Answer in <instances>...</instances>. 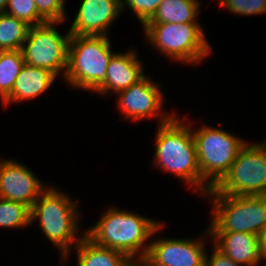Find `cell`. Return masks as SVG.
<instances>
[{
	"instance_id": "cell-18",
	"label": "cell",
	"mask_w": 266,
	"mask_h": 266,
	"mask_svg": "<svg viewBox=\"0 0 266 266\" xmlns=\"http://www.w3.org/2000/svg\"><path fill=\"white\" fill-rule=\"evenodd\" d=\"M202 0H163L147 23H201ZM199 17V18H198Z\"/></svg>"
},
{
	"instance_id": "cell-3",
	"label": "cell",
	"mask_w": 266,
	"mask_h": 266,
	"mask_svg": "<svg viewBox=\"0 0 266 266\" xmlns=\"http://www.w3.org/2000/svg\"><path fill=\"white\" fill-rule=\"evenodd\" d=\"M80 206L79 198L52 183L31 207V227L37 224L39 233L56 248L57 257H65L85 235Z\"/></svg>"
},
{
	"instance_id": "cell-28",
	"label": "cell",
	"mask_w": 266,
	"mask_h": 266,
	"mask_svg": "<svg viewBox=\"0 0 266 266\" xmlns=\"http://www.w3.org/2000/svg\"><path fill=\"white\" fill-rule=\"evenodd\" d=\"M8 0H0V13H5Z\"/></svg>"
},
{
	"instance_id": "cell-1",
	"label": "cell",
	"mask_w": 266,
	"mask_h": 266,
	"mask_svg": "<svg viewBox=\"0 0 266 266\" xmlns=\"http://www.w3.org/2000/svg\"><path fill=\"white\" fill-rule=\"evenodd\" d=\"M181 116L177 112L168 122L157 125L151 165H154L157 171L168 173L178 181H183L188 190L190 188L202 199L212 188L202 179L200 173L191 130L192 117L185 113Z\"/></svg>"
},
{
	"instance_id": "cell-10",
	"label": "cell",
	"mask_w": 266,
	"mask_h": 266,
	"mask_svg": "<svg viewBox=\"0 0 266 266\" xmlns=\"http://www.w3.org/2000/svg\"><path fill=\"white\" fill-rule=\"evenodd\" d=\"M166 222L164 220L154 231L148 252L140 265L205 266L208 245L212 243V237L207 225L196 237L194 235L193 238H179L168 235L163 236L162 232L165 230Z\"/></svg>"
},
{
	"instance_id": "cell-29",
	"label": "cell",
	"mask_w": 266,
	"mask_h": 266,
	"mask_svg": "<svg viewBox=\"0 0 266 266\" xmlns=\"http://www.w3.org/2000/svg\"><path fill=\"white\" fill-rule=\"evenodd\" d=\"M58 266H69L68 261L63 257H59Z\"/></svg>"
},
{
	"instance_id": "cell-24",
	"label": "cell",
	"mask_w": 266,
	"mask_h": 266,
	"mask_svg": "<svg viewBox=\"0 0 266 266\" xmlns=\"http://www.w3.org/2000/svg\"><path fill=\"white\" fill-rule=\"evenodd\" d=\"M163 0H121L122 14L131 13L135 21L143 27L155 14L159 4ZM128 9V10H127ZM127 10V11H126ZM133 14V15H132Z\"/></svg>"
},
{
	"instance_id": "cell-4",
	"label": "cell",
	"mask_w": 266,
	"mask_h": 266,
	"mask_svg": "<svg viewBox=\"0 0 266 266\" xmlns=\"http://www.w3.org/2000/svg\"><path fill=\"white\" fill-rule=\"evenodd\" d=\"M141 30L153 55L169 63L197 67L214 53L201 23H146Z\"/></svg>"
},
{
	"instance_id": "cell-13",
	"label": "cell",
	"mask_w": 266,
	"mask_h": 266,
	"mask_svg": "<svg viewBox=\"0 0 266 266\" xmlns=\"http://www.w3.org/2000/svg\"><path fill=\"white\" fill-rule=\"evenodd\" d=\"M69 26L70 35L110 36L122 16L121 0H81Z\"/></svg>"
},
{
	"instance_id": "cell-25",
	"label": "cell",
	"mask_w": 266,
	"mask_h": 266,
	"mask_svg": "<svg viewBox=\"0 0 266 266\" xmlns=\"http://www.w3.org/2000/svg\"><path fill=\"white\" fill-rule=\"evenodd\" d=\"M67 0H35L38 14L46 22H67L68 11L65 8Z\"/></svg>"
},
{
	"instance_id": "cell-2",
	"label": "cell",
	"mask_w": 266,
	"mask_h": 266,
	"mask_svg": "<svg viewBox=\"0 0 266 266\" xmlns=\"http://www.w3.org/2000/svg\"><path fill=\"white\" fill-rule=\"evenodd\" d=\"M103 211L99 220L85 229V234L97 245L119 251L140 264L148 252L154 231L164 219L148 217L114 204Z\"/></svg>"
},
{
	"instance_id": "cell-5",
	"label": "cell",
	"mask_w": 266,
	"mask_h": 266,
	"mask_svg": "<svg viewBox=\"0 0 266 266\" xmlns=\"http://www.w3.org/2000/svg\"><path fill=\"white\" fill-rule=\"evenodd\" d=\"M110 36H70L67 69L62 82L70 90L94 93L105 81L112 55Z\"/></svg>"
},
{
	"instance_id": "cell-20",
	"label": "cell",
	"mask_w": 266,
	"mask_h": 266,
	"mask_svg": "<svg viewBox=\"0 0 266 266\" xmlns=\"http://www.w3.org/2000/svg\"><path fill=\"white\" fill-rule=\"evenodd\" d=\"M30 25L26 22L0 13V51L21 50L27 39Z\"/></svg>"
},
{
	"instance_id": "cell-23",
	"label": "cell",
	"mask_w": 266,
	"mask_h": 266,
	"mask_svg": "<svg viewBox=\"0 0 266 266\" xmlns=\"http://www.w3.org/2000/svg\"><path fill=\"white\" fill-rule=\"evenodd\" d=\"M5 13L26 22L30 26L46 23L38 14L35 0H8Z\"/></svg>"
},
{
	"instance_id": "cell-16",
	"label": "cell",
	"mask_w": 266,
	"mask_h": 266,
	"mask_svg": "<svg viewBox=\"0 0 266 266\" xmlns=\"http://www.w3.org/2000/svg\"><path fill=\"white\" fill-rule=\"evenodd\" d=\"M212 243L242 266H263L258 235L241 232H210Z\"/></svg>"
},
{
	"instance_id": "cell-7",
	"label": "cell",
	"mask_w": 266,
	"mask_h": 266,
	"mask_svg": "<svg viewBox=\"0 0 266 266\" xmlns=\"http://www.w3.org/2000/svg\"><path fill=\"white\" fill-rule=\"evenodd\" d=\"M191 119V130L196 146L202 179L214 188L229 172L231 164L249 139L236 136L229 130ZM196 123V124H194ZM197 125H201L197 127Z\"/></svg>"
},
{
	"instance_id": "cell-26",
	"label": "cell",
	"mask_w": 266,
	"mask_h": 266,
	"mask_svg": "<svg viewBox=\"0 0 266 266\" xmlns=\"http://www.w3.org/2000/svg\"><path fill=\"white\" fill-rule=\"evenodd\" d=\"M211 245V252L207 249L205 255V266H242L229 258L222 251H220L213 243Z\"/></svg>"
},
{
	"instance_id": "cell-8",
	"label": "cell",
	"mask_w": 266,
	"mask_h": 266,
	"mask_svg": "<svg viewBox=\"0 0 266 266\" xmlns=\"http://www.w3.org/2000/svg\"><path fill=\"white\" fill-rule=\"evenodd\" d=\"M162 88L163 84L147 72L129 88L118 92L114 106L118 109V114H121V120H128L133 124L148 120H156L157 125L168 122L177 110H167V94Z\"/></svg>"
},
{
	"instance_id": "cell-27",
	"label": "cell",
	"mask_w": 266,
	"mask_h": 266,
	"mask_svg": "<svg viewBox=\"0 0 266 266\" xmlns=\"http://www.w3.org/2000/svg\"><path fill=\"white\" fill-rule=\"evenodd\" d=\"M259 239H260V253L262 256V260L264 261V264L266 265V228L259 235Z\"/></svg>"
},
{
	"instance_id": "cell-14",
	"label": "cell",
	"mask_w": 266,
	"mask_h": 266,
	"mask_svg": "<svg viewBox=\"0 0 266 266\" xmlns=\"http://www.w3.org/2000/svg\"><path fill=\"white\" fill-rule=\"evenodd\" d=\"M138 56L140 54L134 46L128 50L116 51L109 61L106 81L93 94L102 96L103 99L112 95L114 97L141 79L147 70L144 68L146 63Z\"/></svg>"
},
{
	"instance_id": "cell-6",
	"label": "cell",
	"mask_w": 266,
	"mask_h": 266,
	"mask_svg": "<svg viewBox=\"0 0 266 266\" xmlns=\"http://www.w3.org/2000/svg\"><path fill=\"white\" fill-rule=\"evenodd\" d=\"M202 199L209 204L211 219L207 227L210 232L259 236L266 228V196L224 195L212 188Z\"/></svg>"
},
{
	"instance_id": "cell-12",
	"label": "cell",
	"mask_w": 266,
	"mask_h": 266,
	"mask_svg": "<svg viewBox=\"0 0 266 266\" xmlns=\"http://www.w3.org/2000/svg\"><path fill=\"white\" fill-rule=\"evenodd\" d=\"M25 162L0 156V198L20 202L30 208L51 184L40 179Z\"/></svg>"
},
{
	"instance_id": "cell-15",
	"label": "cell",
	"mask_w": 266,
	"mask_h": 266,
	"mask_svg": "<svg viewBox=\"0 0 266 266\" xmlns=\"http://www.w3.org/2000/svg\"><path fill=\"white\" fill-rule=\"evenodd\" d=\"M59 79L48 69L25 64L19 73L11 93L3 100V109L21 102L33 101L54 86Z\"/></svg>"
},
{
	"instance_id": "cell-19",
	"label": "cell",
	"mask_w": 266,
	"mask_h": 266,
	"mask_svg": "<svg viewBox=\"0 0 266 266\" xmlns=\"http://www.w3.org/2000/svg\"><path fill=\"white\" fill-rule=\"evenodd\" d=\"M25 65L21 50L0 51V103L11 93L14 83Z\"/></svg>"
},
{
	"instance_id": "cell-21",
	"label": "cell",
	"mask_w": 266,
	"mask_h": 266,
	"mask_svg": "<svg viewBox=\"0 0 266 266\" xmlns=\"http://www.w3.org/2000/svg\"><path fill=\"white\" fill-rule=\"evenodd\" d=\"M31 227V208L20 202L0 198V229L28 230Z\"/></svg>"
},
{
	"instance_id": "cell-11",
	"label": "cell",
	"mask_w": 266,
	"mask_h": 266,
	"mask_svg": "<svg viewBox=\"0 0 266 266\" xmlns=\"http://www.w3.org/2000/svg\"><path fill=\"white\" fill-rule=\"evenodd\" d=\"M58 25H65V22H46L30 26L21 51L25 64L48 69L62 81L67 69L71 35L68 28L65 33L59 31Z\"/></svg>"
},
{
	"instance_id": "cell-17",
	"label": "cell",
	"mask_w": 266,
	"mask_h": 266,
	"mask_svg": "<svg viewBox=\"0 0 266 266\" xmlns=\"http://www.w3.org/2000/svg\"><path fill=\"white\" fill-rule=\"evenodd\" d=\"M75 255V258L74 256ZM71 256L76 266H134L135 263L125 254L97 245L86 234L64 257L70 263ZM75 259V260H74Z\"/></svg>"
},
{
	"instance_id": "cell-9",
	"label": "cell",
	"mask_w": 266,
	"mask_h": 266,
	"mask_svg": "<svg viewBox=\"0 0 266 266\" xmlns=\"http://www.w3.org/2000/svg\"><path fill=\"white\" fill-rule=\"evenodd\" d=\"M214 189L224 195L266 196V143L248 141Z\"/></svg>"
},
{
	"instance_id": "cell-22",
	"label": "cell",
	"mask_w": 266,
	"mask_h": 266,
	"mask_svg": "<svg viewBox=\"0 0 266 266\" xmlns=\"http://www.w3.org/2000/svg\"><path fill=\"white\" fill-rule=\"evenodd\" d=\"M216 4L220 10L240 18L266 14V0H218Z\"/></svg>"
}]
</instances>
